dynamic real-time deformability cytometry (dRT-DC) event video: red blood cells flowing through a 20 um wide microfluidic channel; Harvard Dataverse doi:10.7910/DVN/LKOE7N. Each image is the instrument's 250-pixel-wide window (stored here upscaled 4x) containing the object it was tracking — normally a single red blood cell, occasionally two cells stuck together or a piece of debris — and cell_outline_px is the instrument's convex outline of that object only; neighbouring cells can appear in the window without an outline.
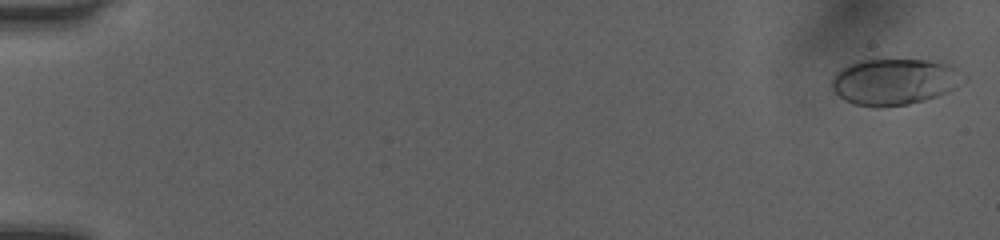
{"species": "human", "species_latin": "Homo sapiens", "temperature_condition": "room temperature", "stored_images_in_passage": 10, "camera_frame_rate_fps": 3000, "um_per_image_px": 0.085, "donor": {"sex": "female"}, "frame": {"image": 1, "passage_image": 1, "time_ms": 0.0, "image_size_px": [1000, 240], "cell_outline_px": [[968, 80], [956, 88], [948, 92], [924, 100], [908, 104], [876, 108], [852, 104], [844, 100], [832, 88], [832, 76], [840, 68], [856, 60], [940, 60], [952, 64], [964, 72], [968, 76]], "centroid_in_image_um": [76.1, 6.93], "position_along_channel_um": 8.9, "area_um2": 36.47}}